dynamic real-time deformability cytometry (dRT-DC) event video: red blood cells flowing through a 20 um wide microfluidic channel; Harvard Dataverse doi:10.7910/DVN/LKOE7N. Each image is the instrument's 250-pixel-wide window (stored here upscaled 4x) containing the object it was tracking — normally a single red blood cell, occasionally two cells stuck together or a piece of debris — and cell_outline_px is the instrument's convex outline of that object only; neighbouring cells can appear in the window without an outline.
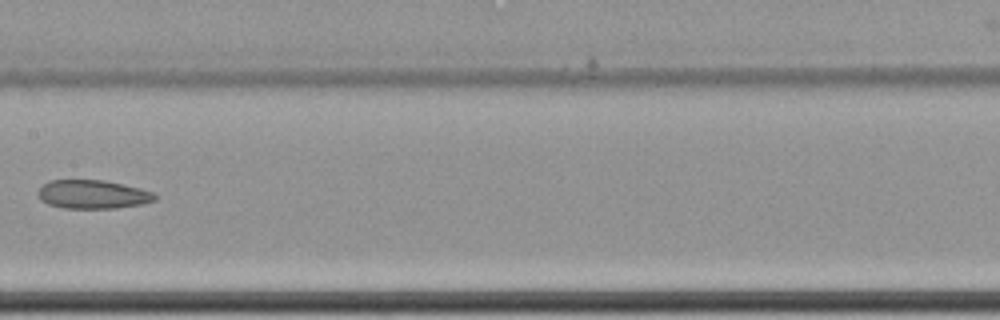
{"species": "common noctule bat (a hibernating species)", "species_latin": "Nyctalus noctula", "temperature_condition": "cold", "stored_images_in_passage": 10, "camera_frame_rate_fps": 3000, "um_per_image_px": 0.085, "animal": {"sex": "female", "body_mass_g": 22.7, "forearm_length_mm": 54.2}, "frame": {"image": 1, "passage_image": 9, "time_ms": 2.667, "image_size_px": [1000, 320], "cell_outline_px": [[156, 200], [144, 204], [116, 208], [64, 208], [48, 204], [40, 200], [40, 188], [48, 180], [104, 180], [124, 184], [140, 188], [152, 192], [156, 196]], "centroid_in_image_um": [7.92, 16.52], "position_along_channel_um": 199.5, "area_um2": 19.48}}
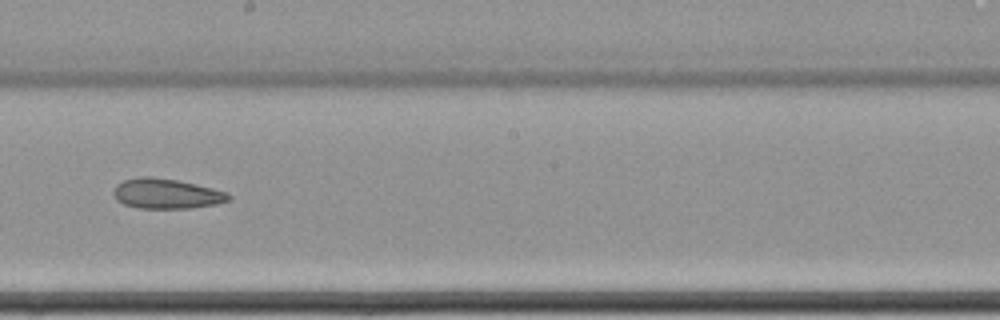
{"frame": {"image": 2, "passage_image": 10, "time_ms": 3.0, "image_size_px": [1000, 320], "cell_outline_px": [[232, 200], [216, 204], [192, 208], [140, 208], [124, 204], [116, 200], [112, 192], [116, 184], [124, 180], [140, 176], [152, 176], [176, 180], [212, 188], [228, 192], [232, 196]], "centroid_in_image_um": [14.15, 16.46], "position_along_channel_um": 234.0, "area_um2": 20.29}}